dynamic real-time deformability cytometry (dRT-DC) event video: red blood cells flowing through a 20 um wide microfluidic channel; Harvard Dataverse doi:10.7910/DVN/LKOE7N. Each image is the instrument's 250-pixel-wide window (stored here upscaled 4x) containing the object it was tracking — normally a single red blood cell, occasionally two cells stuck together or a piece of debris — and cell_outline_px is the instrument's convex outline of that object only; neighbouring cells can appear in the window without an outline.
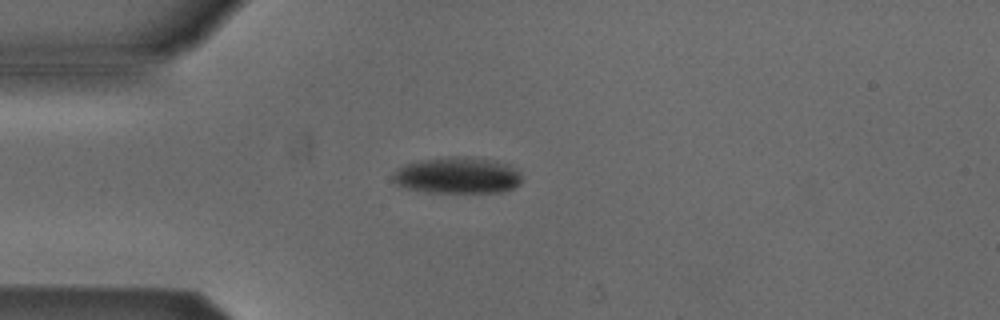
{"species": "Egyptian fruit bat (a non-hibernating species)", "species_latin": "Rousettus aegyptiacus", "temperature_condition": "cold", "stored_images_in_passage": 4, "camera_frame_rate_fps": 3000, "um_per_image_px": 0.085, "animal": {"sex": "male"}, "frame": {"image": 1, "passage_image": 4, "time_ms": 4.333, "image_size_px": [1000, 320], "cell_outline_px": [[520, 184], [504, 192], [424, 192], [408, 188], [396, 184], [392, 180], [392, 176], [396, 168], [404, 164], [416, 160], [448, 156], [464, 156], [492, 160], [508, 164], [520, 176]], "centroid_in_image_um": [38.81, 14.9], "position_along_channel_um": 46.2, "area_um2": 27.46}}